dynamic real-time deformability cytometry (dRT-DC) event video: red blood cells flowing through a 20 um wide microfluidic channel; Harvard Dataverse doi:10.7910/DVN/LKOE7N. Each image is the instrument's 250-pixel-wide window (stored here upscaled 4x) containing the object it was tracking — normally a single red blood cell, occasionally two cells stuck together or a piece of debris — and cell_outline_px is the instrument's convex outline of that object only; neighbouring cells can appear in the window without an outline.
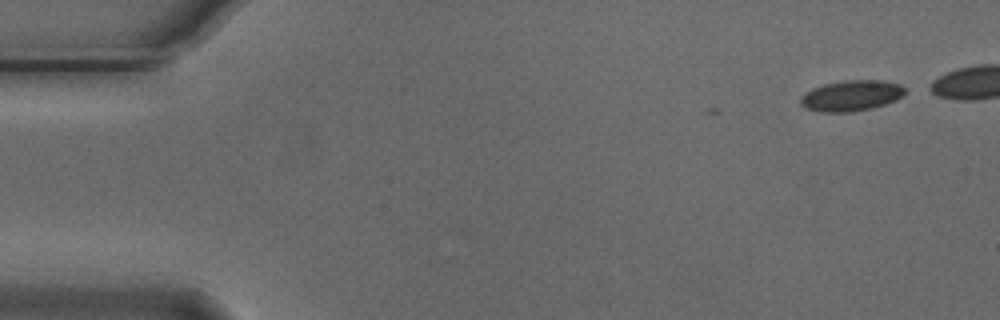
{"species": "Egyptian fruit bat (a non-hibernating species)", "species_latin": "Rousettus aegyptiacus", "temperature_condition": "cold", "stored_images_in_passage": 3, "camera_frame_rate_fps": 3000, "um_per_image_px": 0.085, "animal": {"sex": "male"}, "frame": {"image": 1, "passage_image": 3, "time_ms": 0.667, "image_size_px": [1000, 320], "cell_outline_px": [[904, 92], [896, 100], [872, 108], [852, 112], [820, 112], [804, 108], [800, 104], [800, 96], [812, 88], [824, 84], [848, 80], [880, 80], [900, 84], [904, 88]], "centroid_in_image_um": [72.31, 8.14], "position_along_channel_um": 12.7, "area_um2": 18.67}}